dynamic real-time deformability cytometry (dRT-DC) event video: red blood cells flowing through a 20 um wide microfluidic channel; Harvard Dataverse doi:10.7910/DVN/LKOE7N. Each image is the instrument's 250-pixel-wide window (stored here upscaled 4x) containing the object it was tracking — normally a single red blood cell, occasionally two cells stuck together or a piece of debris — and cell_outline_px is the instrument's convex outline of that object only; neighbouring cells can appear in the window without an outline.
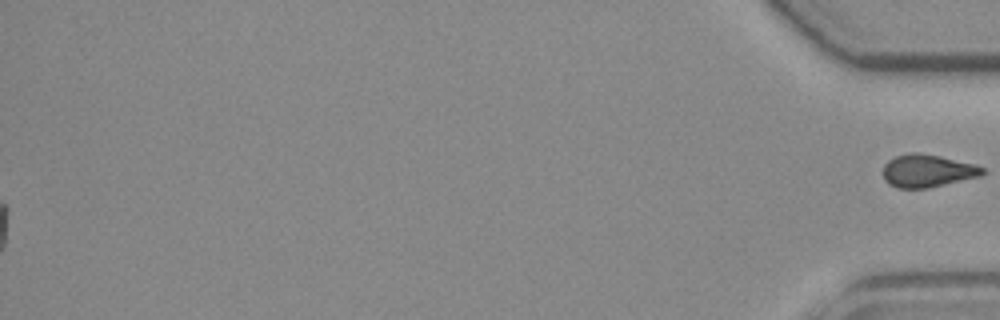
{"species": "common noctule bat (a hibernating species)", "species_latin": "Nyctalus noctula", "temperature_condition": "room temperature", "stored_images_in_passage": 56, "segment_of_instrument_passage": [2, 2], "camera_frame_rate_fps": 3000, "um_per_image_px": 0.085, "animal": {"sex": "female", "body_mass_g": 19.3, "forearm_length_mm": 54.1}, "frame": {"image": 1, "passage_image": 56, "time_ms": 18.333, "image_size_px": [1000, 320], "cell_outline_px": [[984, 172], [980, 176], [928, 188], [896, 188], [888, 184], [884, 180], [884, 164], [888, 160], [896, 156], [908, 152], [916, 152], [940, 156], [972, 164], [984, 168]], "centroid_in_image_um": [78.78, 14.52], "position_along_channel_um": 356.4, "area_um2": 18.84}}